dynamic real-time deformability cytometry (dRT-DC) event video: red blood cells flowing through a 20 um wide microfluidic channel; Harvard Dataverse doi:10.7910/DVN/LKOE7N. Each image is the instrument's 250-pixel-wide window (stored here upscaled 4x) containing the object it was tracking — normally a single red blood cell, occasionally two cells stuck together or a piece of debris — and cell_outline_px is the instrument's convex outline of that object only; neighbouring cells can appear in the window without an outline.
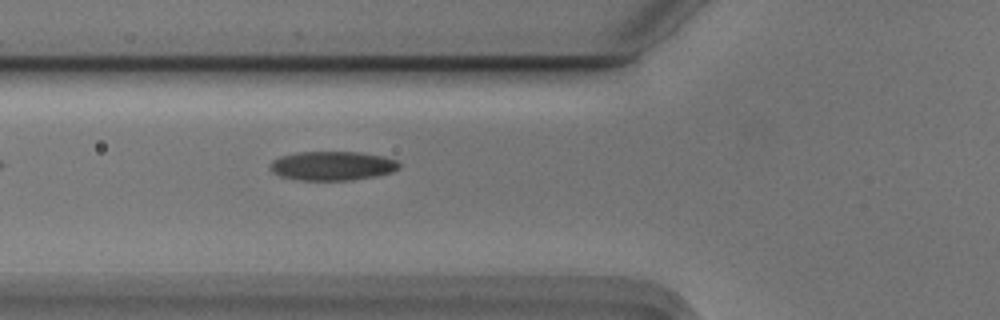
{"species": "Egyptian fruit bat (a non-hibernating species)", "species_latin": "Rousettus aegyptiacus", "temperature_condition": "cold", "stored_images_in_passage": 22, "camera_frame_rate_fps": 3000, "um_per_image_px": 0.085, "animal": {"sex": "male"}, "frame": {"image": 1, "passage_image": 3, "time_ms": 0.667, "image_size_px": [1000, 320], "cell_outline_px": [[400, 168], [392, 172], [372, 176], [348, 180], [304, 180], [280, 176], [272, 172], [268, 168], [268, 164], [272, 160], [280, 156], [296, 152], [360, 152], [384, 156], [396, 160], [400, 164]], "centroid_in_image_um": [28.21, 14.08], "position_along_channel_um": 97.6, "area_um2": 21.91}}
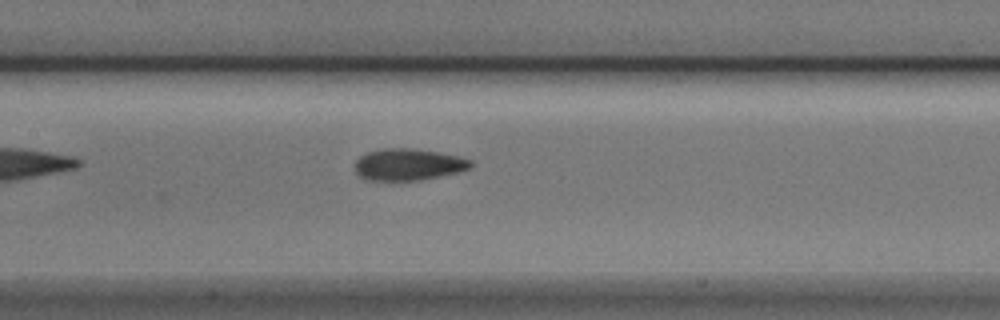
{"frame": {"image": 2, "passage_image": 9, "time_ms": 2.667, "image_size_px": [1000, 320], "cell_outline_px": [[472, 164], [468, 168], [456, 172], [420, 180], [364, 180], [356, 172], [352, 164], [360, 156], [368, 152], [380, 148], [412, 148], [436, 152], [456, 156], [472, 160]], "centroid_in_image_um": [34.61, 13.98], "position_along_channel_um": 172.8, "area_um2": 21.27}}
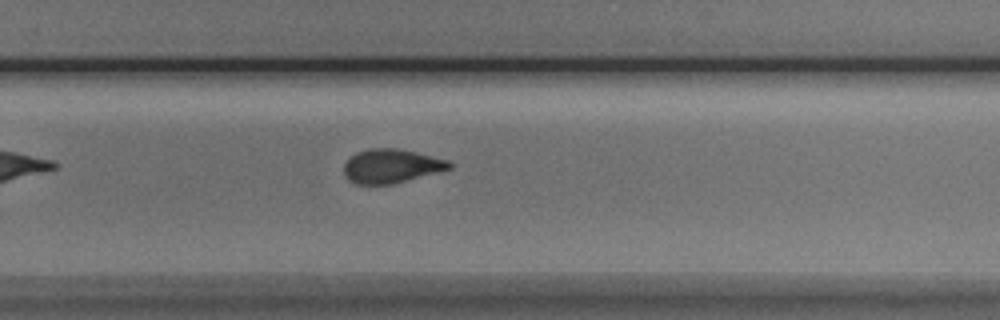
{"frame": {"image": 3, "passage_image": 19, "time_ms": 6.0, "image_size_px": [1000, 320], "cell_outline_px": [[452, 168], [392, 184], [356, 184], [348, 180], [344, 176], [344, 164], [356, 152], [368, 148], [396, 148], [416, 152], [448, 160], [452, 164]], "centroid_in_image_um": [33.23, 14.11], "position_along_channel_um": 296.6, "area_um2": 20.75}}